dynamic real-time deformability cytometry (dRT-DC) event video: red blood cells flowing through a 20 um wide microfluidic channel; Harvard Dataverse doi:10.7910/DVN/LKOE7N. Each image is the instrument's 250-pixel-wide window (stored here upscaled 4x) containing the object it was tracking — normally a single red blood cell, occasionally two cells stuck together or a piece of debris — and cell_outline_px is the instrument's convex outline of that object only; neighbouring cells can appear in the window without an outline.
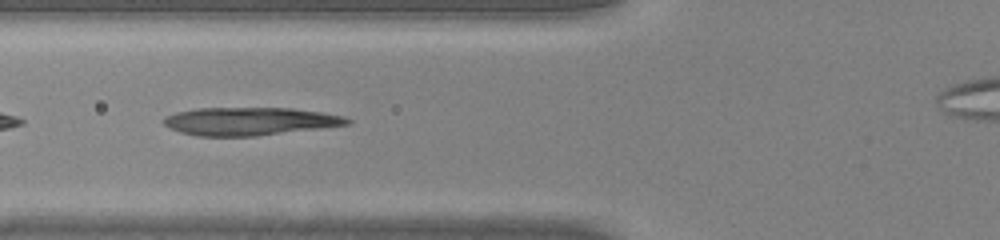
{"species": "common noctule bat (a hibernating species)", "species_latin": "Nyctalus noctula", "temperature_condition": "warm", "stored_images_in_passage": 34, "camera_frame_rate_fps": 3000, "um_per_image_px": 0.085, "animal": {"sex": "male", "body_mass_g": 20.0, "forearm_length_mm": 53.3}, "frame": {"image": 1, "passage_image": 4, "time_ms": 1.0, "image_size_px": [1000, 240], "cell_outline_px": [[352, 120], [348, 124], [324, 128], [256, 136], [196, 136], [180, 132], [164, 124], [164, 116], [176, 112], [196, 108], [292, 108], [324, 112], [344, 116]], "centroid_in_image_um": [21.26, 10.31], "position_along_channel_um": 104.5, "area_um2": 30.06}}
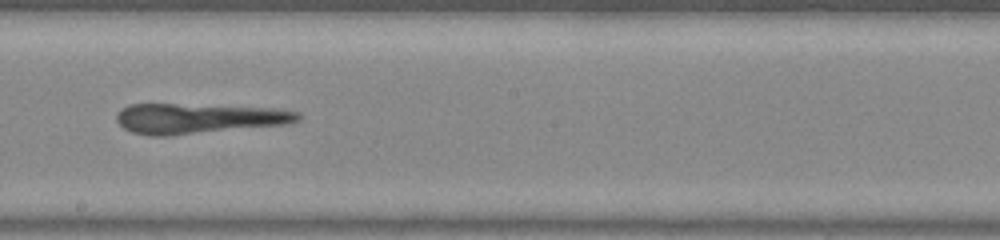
{"frame": {"image": 2, "passage_image": 13, "time_ms": 4.0, "image_size_px": [1000, 240], "cell_outline_px": [[304, 116], [300, 120], [288, 124], [168, 136], [152, 136], [132, 132], [124, 128], [116, 120], [116, 112], [120, 108], [128, 104], [176, 104], [272, 108], [300, 112]], "centroid_in_image_um": [16.86, 10.07], "position_along_channel_um": 231.3, "area_um2": 32.02}}
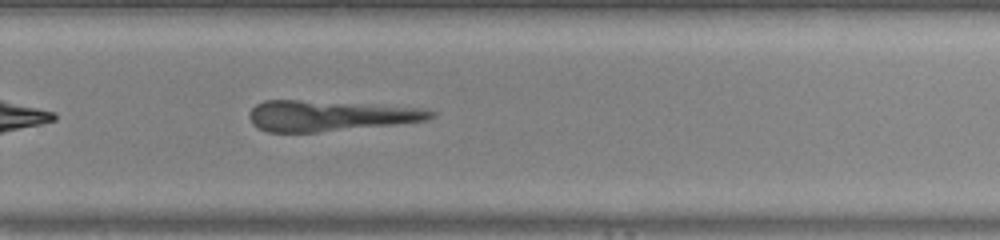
{"frame": {"image": 3, "passage_image": 18, "time_ms": 5.667, "image_size_px": [1000, 240], "cell_outline_px": [[436, 116], [428, 120], [396, 124], [316, 132], [268, 132], [252, 124], [248, 116], [252, 108], [256, 104], [264, 100], [300, 100], [364, 104], [416, 108], [436, 112]], "centroid_in_image_um": [27.98, 9.84], "position_along_channel_um": 301.8, "area_um2": 31.96}}